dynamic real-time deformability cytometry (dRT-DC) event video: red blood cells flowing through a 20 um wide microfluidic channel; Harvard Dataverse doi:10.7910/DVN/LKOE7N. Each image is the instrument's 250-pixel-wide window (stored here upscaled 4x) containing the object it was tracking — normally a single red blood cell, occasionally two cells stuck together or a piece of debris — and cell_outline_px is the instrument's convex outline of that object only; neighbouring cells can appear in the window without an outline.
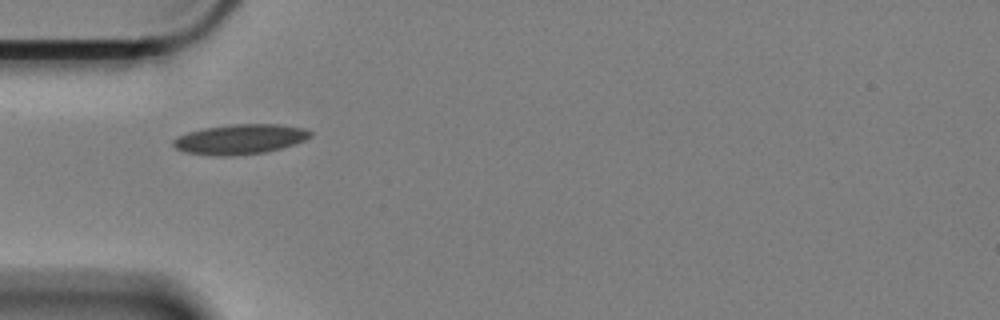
{"species": "Egyptian fruit bat (a non-hibernating species)", "species_latin": "Rousettus aegyptiacus", "temperature_condition": "cold", "stored_images_in_passage": 4, "camera_frame_rate_fps": 3000, "um_per_image_px": 0.085, "animal": {"sex": "female"}, "frame": {"image": 1, "passage_image": 1, "time_ms": 0.0, "image_size_px": [1000, 320], "cell_outline_px": [[312, 136], [296, 144], [264, 152], [232, 156], [220, 156], [184, 152], [176, 148], [172, 144], [172, 140], [176, 136], [188, 132], [204, 128], [232, 124], [280, 124], [304, 128], [312, 132]], "centroid_in_image_um": [20.4, 11.83], "position_along_channel_um": 64.6, "area_um2": 23.99}}
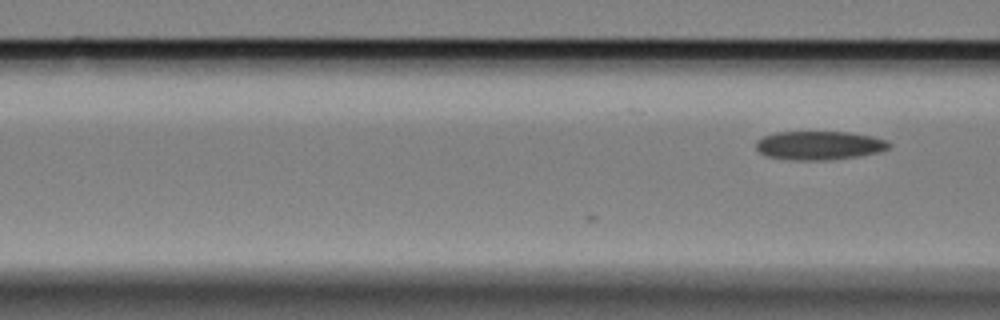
{"frame": {"image": 2, "passage_image": 4, "time_ms": 1.0, "image_size_px": [1000, 320], "cell_outline_px": [[892, 148], [880, 152], [860, 156], [828, 160], [792, 160], [768, 156], [760, 152], [756, 148], [756, 140], [764, 136], [776, 132], [848, 132], [872, 136], [888, 140], [892, 144]], "centroid_in_image_um": [69.7, 12.36], "position_along_channel_um": 96.9, "area_um2": 22.48}}